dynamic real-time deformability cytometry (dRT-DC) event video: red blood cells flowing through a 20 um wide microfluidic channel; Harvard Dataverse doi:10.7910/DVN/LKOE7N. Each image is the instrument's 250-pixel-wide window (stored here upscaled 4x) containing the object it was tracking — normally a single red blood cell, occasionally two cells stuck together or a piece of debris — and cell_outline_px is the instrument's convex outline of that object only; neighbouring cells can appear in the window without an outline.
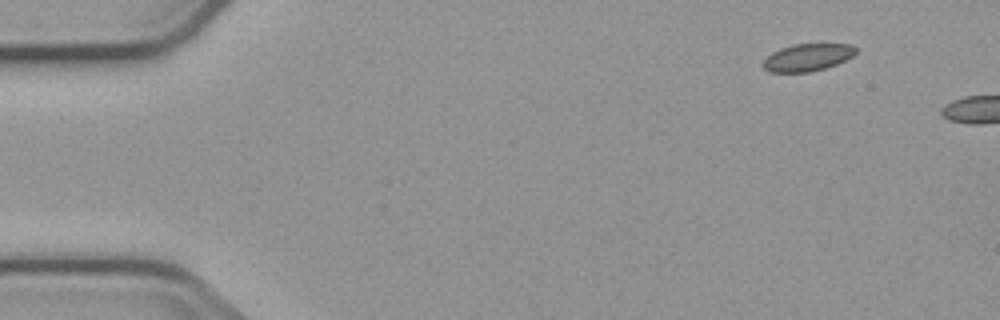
{"species": "common noctule bat (a hibernating species)", "species_latin": "Nyctalus noctula", "temperature_condition": "cold", "stored_images_in_passage": 2, "camera_frame_rate_fps": 3000, "um_per_image_px": 0.085, "animal": {"sex": "male", "body_mass_g": 23.1, "forearm_length_mm": 52.7}, "frame": {"image": 1, "passage_image": 1, "time_ms": 0.0, "image_size_px": [1000, 320], "cell_outline_px": [[856, 52], [852, 56], [836, 64], [812, 72], [768, 72], [760, 64], [772, 52], [780, 48], [792, 44], [852, 44], [856, 48]], "centroid_in_image_um": [68.6, 4.88], "position_along_channel_um": 16.4, "area_um2": 14.8}}